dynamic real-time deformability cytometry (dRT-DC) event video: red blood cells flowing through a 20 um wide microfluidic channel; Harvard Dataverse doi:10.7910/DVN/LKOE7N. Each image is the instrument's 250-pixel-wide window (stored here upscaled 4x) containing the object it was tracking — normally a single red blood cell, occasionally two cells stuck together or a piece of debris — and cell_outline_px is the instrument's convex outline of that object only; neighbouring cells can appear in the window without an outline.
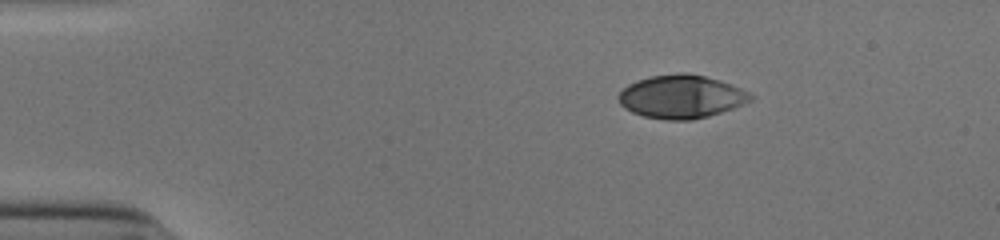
{"species": "human", "species_latin": "Homo sapiens", "temperature_condition": "cold", "stored_images_in_passage": 45, "camera_frame_rate_fps": 3000, "um_per_image_px": 0.085, "donor": {"sex": "male"}, "frame": {"image": 1, "passage_image": 1, "time_ms": 0.0, "image_size_px": [1000, 240], "cell_outline_px": [[752, 100], [732, 108], [708, 116], [692, 120], [668, 120], [644, 116], [632, 112], [624, 108], [620, 104], [616, 96], [628, 84], [636, 80], [652, 76], [680, 72], [684, 72], [704, 76], [720, 80], [740, 88], [748, 92], [752, 96]], "centroid_in_image_um": [57.87, 8.21], "position_along_channel_um": 27.1, "area_um2": 33.18}}
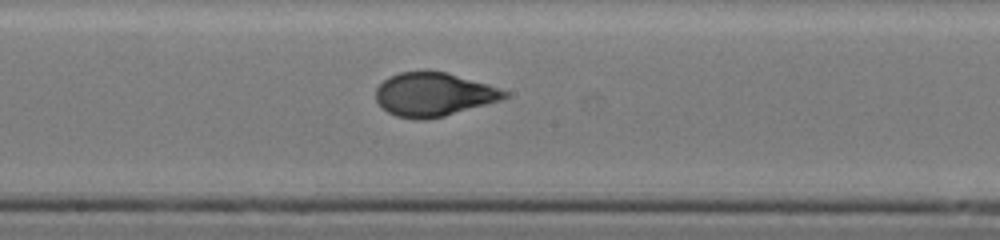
{"frame": {"image": 2, "passage_image": 21, "time_ms": 6.667, "image_size_px": [1000, 240], "cell_outline_px": [[508, 96], [500, 100], [444, 116], [428, 120], [416, 120], [396, 116], [388, 112], [376, 100], [376, 88], [388, 76], [400, 72], [448, 72], [488, 84], [508, 92]], "centroid_in_image_um": [36.84, 8.04], "position_along_channel_um": 211.4, "area_um2": 32.48}}
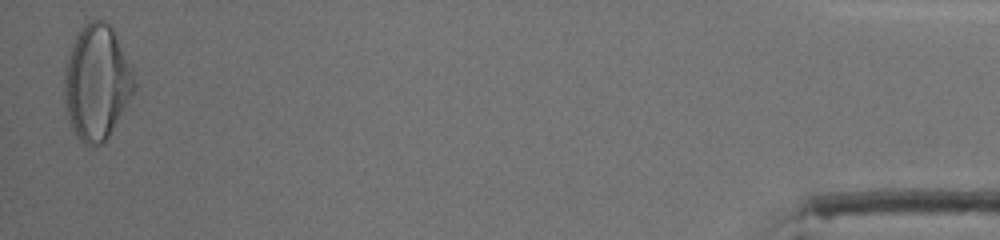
{"frame": {"image": 3, "passage_image": 44, "time_ms": 14.333, "image_size_px": [1000, 240], "cell_outline_px": [[136, 88], [104, 144], [96, 148], [84, 144], [72, 132], [64, 100], [64, 68], [68, 52], [76, 32], [88, 20], [104, 20], [112, 28], [132, 68], [136, 84]], "centroid_in_image_um": [8.2, 7.02], "position_along_channel_um": 427.0, "area_um2": 47.34}, "authors_computed_cell_mechanics": {"area_um2": 32.946, "velocity_mm_per_s": 3.9062, "shape_relaxation_time_tau1_ms": 4.3973, "shape_relaxation_time_tau2_ms": null, "deformation_change_tau1": 0.2003, "deformation_change_tau2": null}}